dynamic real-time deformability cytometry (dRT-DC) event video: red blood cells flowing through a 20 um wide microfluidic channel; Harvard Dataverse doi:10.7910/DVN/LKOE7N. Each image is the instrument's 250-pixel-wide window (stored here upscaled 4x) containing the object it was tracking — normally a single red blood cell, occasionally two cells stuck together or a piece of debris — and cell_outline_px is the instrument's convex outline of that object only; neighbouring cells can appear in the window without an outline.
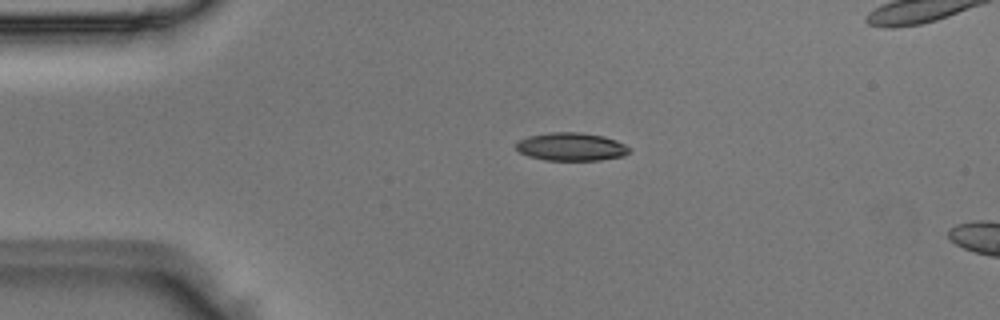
{"species": "Egyptian fruit bat (a non-hibernating species)", "species_latin": "Rousettus aegyptiacus", "temperature_condition": "room temperature", "stored_images_in_passage": 4, "camera_frame_rate_fps": 3000, "um_per_image_px": 0.085, "animal": {"sex": "male"}, "frame": {"image": 1, "passage_image": 2, "time_ms": 0.333, "image_size_px": [1000, 320], "cell_outline_px": [[632, 148], [624, 156], [600, 160], [544, 160], [528, 156], [520, 152], [516, 148], [516, 144], [520, 140], [528, 136], [552, 132], [580, 132], [604, 136], [616, 140]], "centroid_in_image_um": [48.57, 12.47], "position_along_channel_um": 36.4, "area_um2": 18.55}}